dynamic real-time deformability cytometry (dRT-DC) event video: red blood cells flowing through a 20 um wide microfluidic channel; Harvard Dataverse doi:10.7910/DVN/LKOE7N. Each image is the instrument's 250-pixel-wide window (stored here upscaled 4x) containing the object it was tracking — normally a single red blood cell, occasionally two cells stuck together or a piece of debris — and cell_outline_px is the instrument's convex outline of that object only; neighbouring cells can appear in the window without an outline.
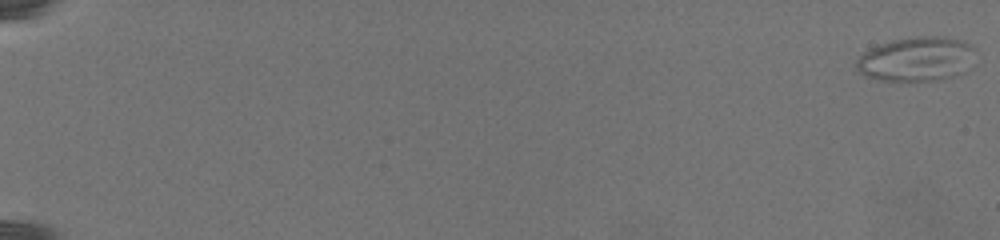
{"species": "common noctule bat (a hibernating species)", "species_latin": "Nyctalus noctula", "temperature_condition": "warm", "stored_images_in_passage": 66, "camera_frame_rate_fps": 3000, "um_per_image_px": 0.085, "animal": {"sex": "female", "body_mass_g": 19.5, "forearm_length_mm": 54.1}, "frame": {"image": 1, "passage_image": 1, "time_ms": 0.0, "image_size_px": [1000, 240], "cell_outline_px": [[976, 48], [968, 68], [964, 72], [956, 76], [936, 80], [900, 84], [880, 80], [864, 76], [852, 64], [864, 52], [880, 44], [892, 40], [916, 36], [944, 36], [964, 40]], "centroid_in_image_um": [77.88, 5.06], "position_along_channel_um": 7.1, "area_um2": 31.79}}
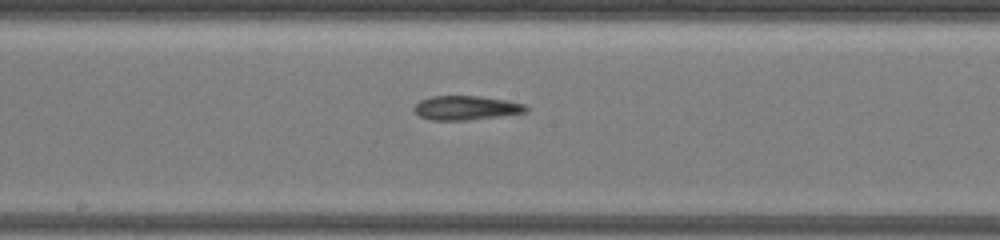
{"frame": {"image": 2, "passage_image": 38, "time_ms": 16.0, "image_size_px": [1000, 240], "cell_outline_px": [[528, 108], [524, 112], [500, 116], [468, 120], [428, 120], [420, 116], [412, 108], [420, 100], [432, 96], [480, 96], [504, 100], [524, 104]], "centroid_in_image_um": [39.57, 9.17], "position_along_channel_um": 208.6, "area_um2": 15.61}}
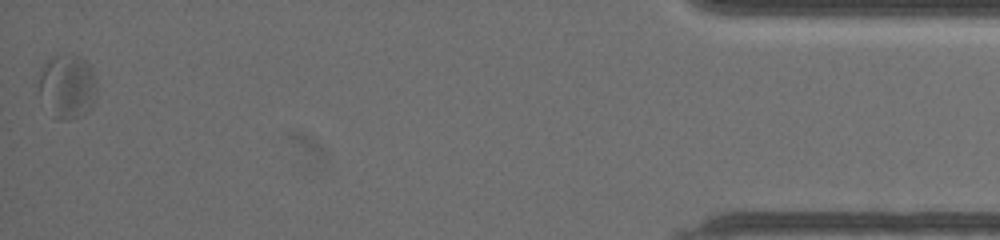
{"frame": {"image": 3, "passage_image": 66, "time_ms": 27.0, "image_size_px": [1000, 240], "cell_outline_px": [[96, 96], [92, 108], [80, 116], [68, 120], [60, 120], [56, 116], [40, 92], [40, 72], [44, 64], [52, 56], [80, 56], [88, 64], [96, 80]], "centroid_in_image_um": [5.78, 7.33], "position_along_channel_um": 429.4, "area_um2": 20.87}}